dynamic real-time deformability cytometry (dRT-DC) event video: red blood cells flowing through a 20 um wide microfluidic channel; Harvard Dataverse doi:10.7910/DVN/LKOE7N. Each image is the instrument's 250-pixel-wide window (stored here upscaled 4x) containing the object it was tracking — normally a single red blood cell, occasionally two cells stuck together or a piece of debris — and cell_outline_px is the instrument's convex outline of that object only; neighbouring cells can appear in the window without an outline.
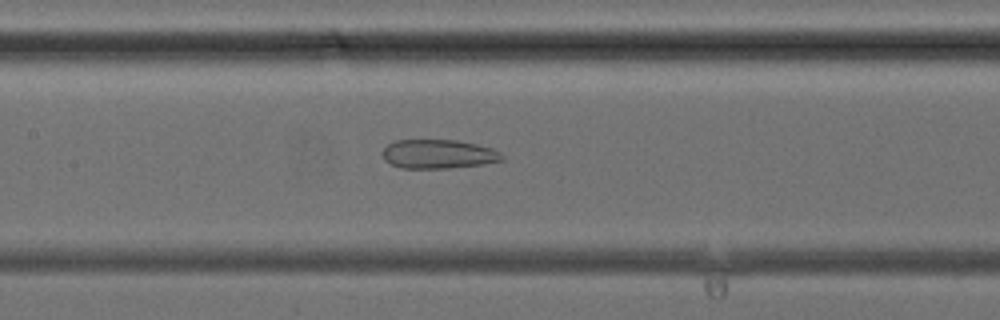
{"species": "common noctule bat (a hibernating species)", "species_latin": "Nyctalus noctula", "temperature_condition": "cold", "stored_images_in_passage": 42, "camera_frame_rate_fps": 3000, "um_per_image_px": 0.085, "animal": {"sex": "female", "body_mass_g": 24.6, "forearm_length_mm": 56.2}, "frame": {"image": 1, "passage_image": 20, "time_ms": 6.333, "image_size_px": [1000, 320], "cell_outline_px": [[504, 160], [484, 164], [448, 168], [400, 168], [384, 160], [380, 152], [388, 144], [396, 140], [456, 140], [476, 144], [492, 148], [500, 152], [504, 156]], "centroid_in_image_um": [37.25, 13.09], "position_along_channel_um": 170.2, "area_um2": 20.35}}
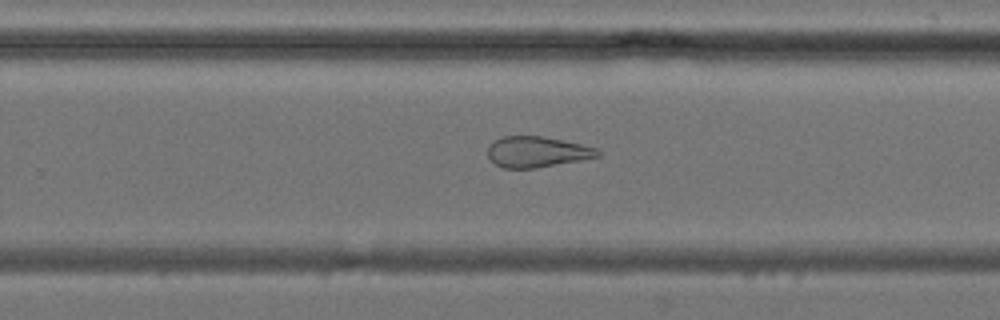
{"frame": {"image": 2, "passage_image": 27, "time_ms": 8.667, "image_size_px": [1000, 320], "cell_outline_px": [[600, 156], [580, 160], [536, 168], [504, 168], [496, 164], [488, 156], [488, 144], [504, 136], [540, 136], [580, 144], [596, 148], [600, 152]], "centroid_in_image_um": [45.62, 12.91], "position_along_channel_um": 284.2, "area_um2": 19.42}}
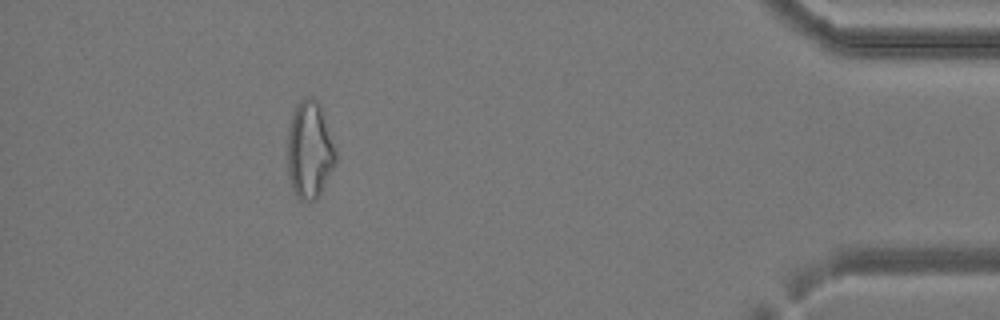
{"frame": {"image": 3, "passage_image": 38, "time_ms": 12.333, "image_size_px": [1000, 320], "cell_outline_px": [[336, 164], [316, 200], [300, 200], [296, 196], [292, 188], [288, 172], [288, 128], [296, 104], [304, 96], [312, 96], [320, 104], [336, 152]], "centroid_in_image_um": [26.31, 12.74], "position_along_channel_um": 408.9, "area_um2": 27.28}}